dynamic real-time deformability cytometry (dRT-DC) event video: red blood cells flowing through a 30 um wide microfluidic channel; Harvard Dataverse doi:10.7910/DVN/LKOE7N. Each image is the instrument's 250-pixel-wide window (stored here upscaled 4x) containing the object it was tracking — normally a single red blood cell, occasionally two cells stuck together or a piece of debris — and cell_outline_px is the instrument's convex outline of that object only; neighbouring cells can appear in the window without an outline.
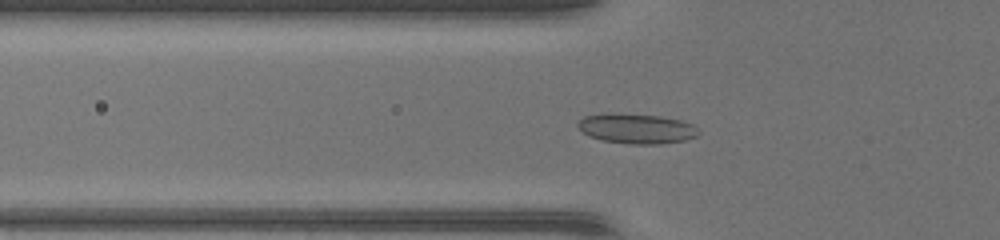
{"species": "common noctule bat (a hibernating species)", "species_latin": "Nyctalus noctula", "temperature_condition": "warm", "stored_images_in_passage": 38, "camera_frame_rate_fps": 3000, "um_per_image_px": 0.085, "animal": {"sex": "female", "body_mass_g": 17.0, "forearm_length_mm": 48.0}, "frame": {"image": 1, "passage_image": 12, "time_ms": 3.667, "image_size_px": [1000, 240], "cell_outline_px": [[700, 132], [696, 136], [684, 140], [656, 144], [628, 144], [604, 140], [588, 136], [576, 124], [584, 116], [660, 116], [680, 120], [692, 124]], "centroid_in_image_um": [54.17, 10.98], "position_along_channel_um": 71.6, "area_um2": 19.88}}
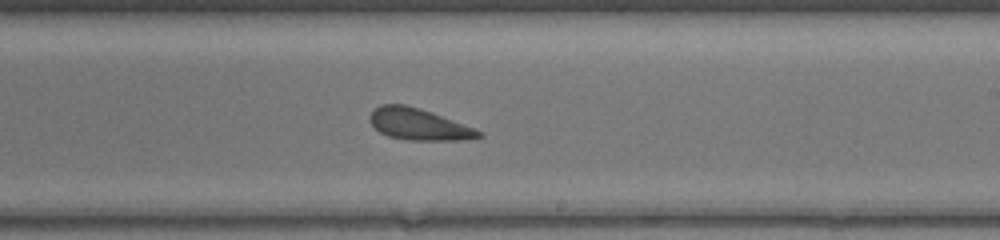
{"frame": {"image": 2, "passage_image": 25, "time_ms": 8.0, "image_size_px": [1000, 240], "cell_outline_px": [[484, 136], [468, 140], [408, 140], [388, 136], [380, 132], [372, 124], [368, 116], [380, 104], [404, 104], [432, 112], [484, 132]], "centroid_in_image_um": [35.62, 10.57], "position_along_channel_um": 253.4, "area_um2": 19.94}}
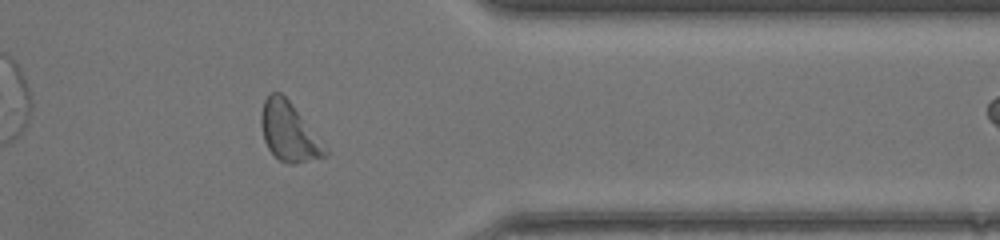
{"frame": {"image": 3, "passage_image": 35, "time_ms": 11.333, "image_size_px": [1000, 240], "cell_outline_px": [[328, 156], [292, 164], [280, 160], [268, 148], [264, 140], [260, 124], [260, 116], [264, 100], [272, 92], [280, 92], [288, 100], [328, 152]], "centroid_in_image_um": [24.5, 11.21], "position_along_channel_um": 386.9, "area_um2": 21.04}}